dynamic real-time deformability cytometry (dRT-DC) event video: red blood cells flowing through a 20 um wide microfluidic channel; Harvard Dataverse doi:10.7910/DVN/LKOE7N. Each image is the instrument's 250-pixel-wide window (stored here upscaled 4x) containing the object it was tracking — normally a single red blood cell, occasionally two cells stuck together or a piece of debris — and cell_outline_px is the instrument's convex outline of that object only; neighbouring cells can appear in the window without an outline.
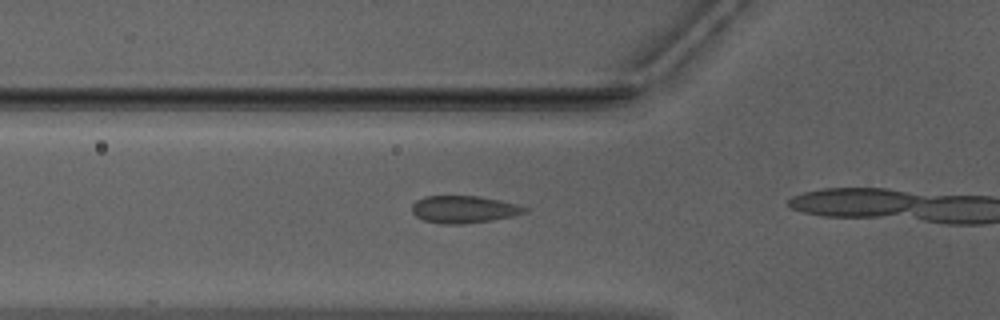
{"species": "Egyptian fruit bat (a non-hibernating species)", "species_latin": "Rousettus aegyptiacus", "temperature_condition": "warm", "stored_images_in_passage": 7, "camera_frame_rate_fps": 3000, "um_per_image_px": 0.085, "animal": {"sex": "male"}, "frame": {"image": 1, "passage_image": 5, "time_ms": 1.333, "image_size_px": [1000, 320], "cell_outline_px": [[528, 212], [512, 216], [492, 220], [464, 224], [444, 224], [424, 220], [416, 216], [412, 212], [412, 204], [416, 200], [424, 196], [480, 196], [516, 204], [528, 208]], "centroid_in_image_um": [39.42, 17.79], "position_along_channel_um": 86.4, "area_um2": 17.92}}